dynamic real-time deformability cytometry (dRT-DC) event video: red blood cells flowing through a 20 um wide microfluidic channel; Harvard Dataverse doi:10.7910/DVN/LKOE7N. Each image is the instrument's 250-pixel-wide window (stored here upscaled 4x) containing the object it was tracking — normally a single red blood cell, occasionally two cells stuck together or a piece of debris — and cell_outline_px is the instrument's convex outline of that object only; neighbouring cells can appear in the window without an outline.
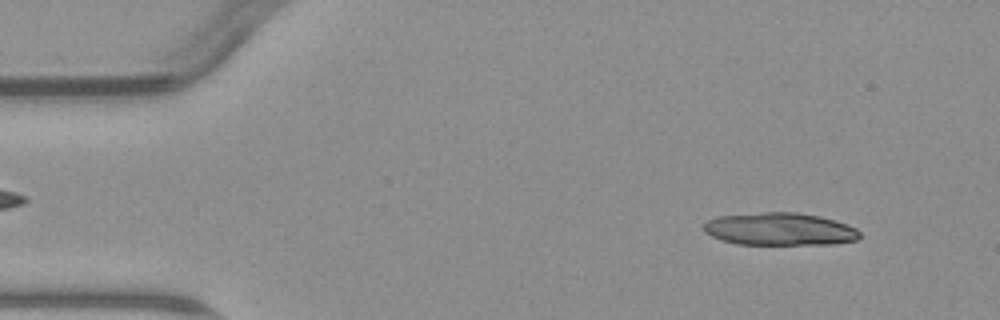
{"species": "common noctule bat (a hibernating species)", "species_latin": "Nyctalus noctula", "temperature_condition": "warm", "stored_images_in_passage": 2, "camera_frame_rate_fps": 3000, "um_per_image_px": 0.085, "animal": {"sex": "male", "body_mass_g": 23.1, "forearm_length_mm": 52.7}, "frame": {"image": 1, "passage_image": 1, "time_ms": 0.0, "image_size_px": [1000, 320], "cell_outline_px": [[860, 236], [856, 240], [832, 244], [736, 244], [720, 240], [704, 232], [700, 224], [716, 216], [764, 212], [796, 212], [820, 216], [836, 220], [856, 228], [860, 232]], "centroid_in_image_um": [66.23, 19.47], "position_along_channel_um": 18.8, "area_um2": 29.94}}